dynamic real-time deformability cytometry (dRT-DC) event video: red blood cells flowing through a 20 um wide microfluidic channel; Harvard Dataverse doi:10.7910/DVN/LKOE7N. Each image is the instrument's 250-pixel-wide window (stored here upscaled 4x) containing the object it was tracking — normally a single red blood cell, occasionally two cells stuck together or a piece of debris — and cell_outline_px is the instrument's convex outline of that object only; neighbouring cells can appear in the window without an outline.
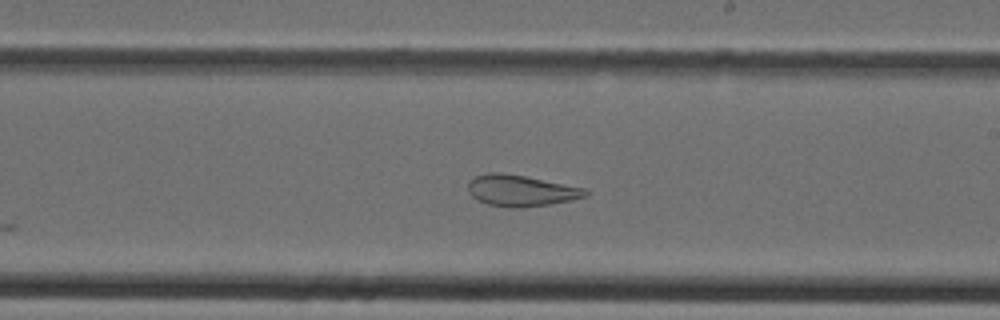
{"species": "Egyptian fruit bat (a non-hibernating species)", "species_latin": "Rousettus aegyptiacus", "temperature_condition": "cold", "stored_images_in_passage": 34, "segment_of_instrument_passage": [1, 2], "camera_frame_rate_fps": 3000, "um_per_image_px": 0.085, "animal": {"sex": "female"}, "frame": {"image": 1, "passage_image": 17, "time_ms": 5.333, "image_size_px": [1000, 320], "cell_outline_px": [[588, 192], [584, 196], [552, 204], [520, 208], [512, 208], [488, 204], [476, 200], [468, 192], [468, 180], [476, 176], [488, 172], [500, 172], [524, 176], [588, 188]], "centroid_in_image_um": [44.24, 16.2], "position_along_channel_um": 244.8, "area_um2": 21.44}}
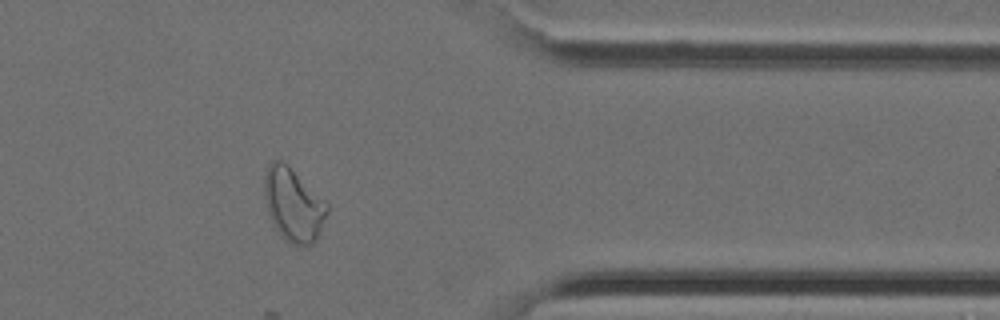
{"frame": {"image": 2, "passage_image": 26, "time_ms": 8.333, "image_size_px": [1000, 320], "cell_outline_px": [[328, 212], [316, 240], [312, 244], [292, 244], [280, 236], [268, 212], [264, 192], [264, 172], [268, 164], [272, 160], [280, 160], [288, 164], [328, 204]], "centroid_in_image_um": [24.92, 17.37], "position_along_channel_um": 386.5, "area_um2": 26.59}}
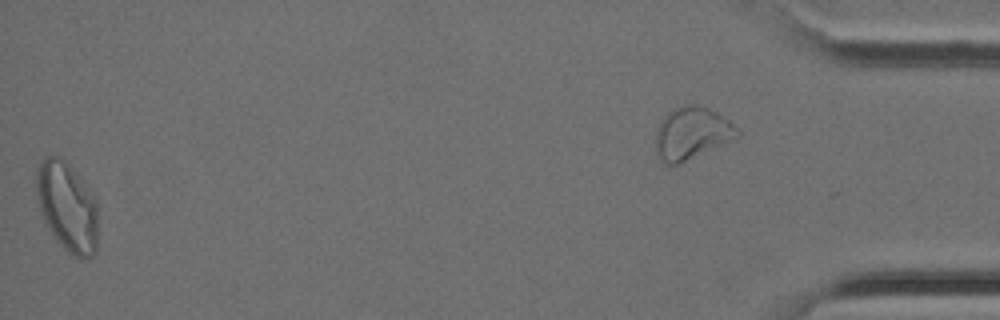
{"frame": {"image": 3, "passage_image": 33, "time_ms": 10.667, "image_size_px": [1000, 320], "cell_outline_px": [[96, 252], [88, 260], [80, 260], [68, 252], [52, 236], [44, 220], [40, 208], [36, 192], [36, 172], [44, 156], [56, 156], [68, 164], [96, 200]], "centroid_in_image_um": [5.7, 17.63], "position_along_channel_um": 429.5, "area_um2": 31.67}}